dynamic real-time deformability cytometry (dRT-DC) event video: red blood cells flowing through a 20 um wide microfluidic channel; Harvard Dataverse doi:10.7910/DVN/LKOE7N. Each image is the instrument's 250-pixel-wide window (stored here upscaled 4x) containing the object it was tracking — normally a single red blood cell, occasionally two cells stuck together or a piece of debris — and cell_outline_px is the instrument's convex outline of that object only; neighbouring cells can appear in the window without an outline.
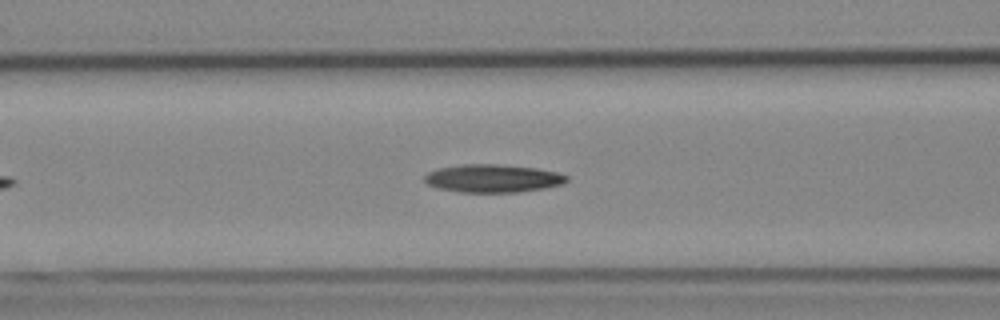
{"species": "Egyptian fruit bat (a non-hibernating species)", "species_latin": "Rousettus aegyptiacus", "temperature_condition": "cold", "stored_images_in_passage": 35, "camera_frame_rate_fps": 3000, "um_per_image_px": 0.085, "animal": {"sex": "female"}, "frame": {"image": 1, "passage_image": 11, "time_ms": 3.333, "image_size_px": [1000, 320], "cell_outline_px": [[568, 180], [564, 184], [544, 188], [516, 192], [460, 192], [440, 188], [428, 184], [424, 180], [424, 176], [428, 172], [440, 168], [464, 164], [496, 164], [536, 168], [556, 172], [568, 176]], "centroid_in_image_um": [41.91, 15.16], "position_along_channel_um": 124.7, "area_um2": 23.0}}